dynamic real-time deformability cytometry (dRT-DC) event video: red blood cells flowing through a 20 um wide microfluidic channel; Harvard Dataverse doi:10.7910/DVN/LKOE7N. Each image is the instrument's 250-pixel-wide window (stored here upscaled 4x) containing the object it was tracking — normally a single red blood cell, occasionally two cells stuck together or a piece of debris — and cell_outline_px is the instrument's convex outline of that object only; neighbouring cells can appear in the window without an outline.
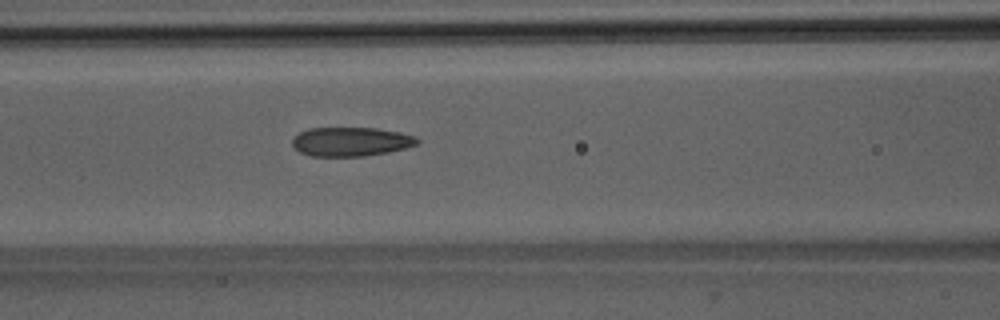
{"species": "Egyptian fruit bat (a non-hibernating species)", "species_latin": "Rousettus aegyptiacus", "temperature_condition": "room temperature", "stored_images_in_passage": 48, "camera_frame_rate_fps": 3000, "um_per_image_px": 0.085, "animal": {"sex": "male"}, "frame": {"image": 1, "passage_image": 19, "time_ms": 6.0, "image_size_px": [1000, 320], "cell_outline_px": [[420, 144], [388, 152], [364, 156], [312, 156], [300, 152], [292, 144], [292, 140], [300, 132], [308, 128], [376, 128], [400, 132], [412, 136], [420, 140]], "centroid_in_image_um": [29.84, 12.04], "position_along_channel_um": 136.8, "area_um2": 21.04}}
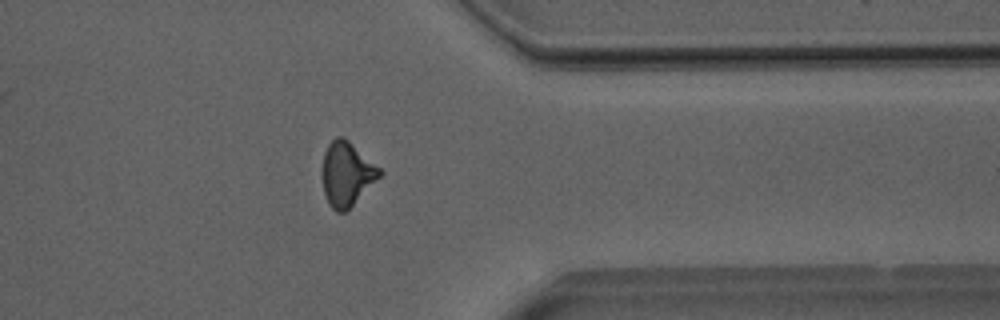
{"frame": {"image": 2, "passage_image": 38, "time_ms": 12.333, "image_size_px": [1000, 320], "cell_outline_px": [[384, 172], [344, 212], [336, 212], [328, 204], [324, 192], [320, 176], [324, 152], [328, 144], [336, 136], [344, 136], [380, 168]], "centroid_in_image_um": [29.42, 14.75], "position_along_channel_um": 382.0, "area_um2": 21.39}}
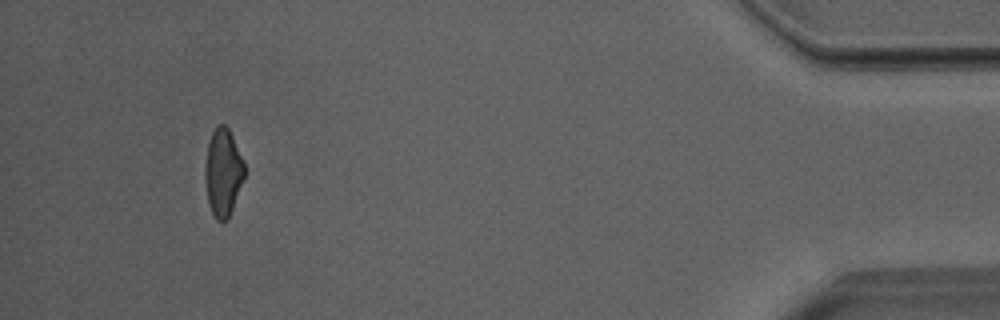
{"frame": {"image": 3, "passage_image": 45, "time_ms": 14.667, "image_size_px": [1000, 320], "cell_outline_px": [[244, 176], [232, 208], [228, 216], [224, 220], [216, 220], [208, 204], [204, 176], [204, 168], [208, 144], [212, 132], [220, 124], [224, 124], [228, 128], [232, 136], [244, 164]], "centroid_in_image_um": [18.92, 14.64], "position_along_channel_um": 416.3, "area_um2": 19.59}, "authors_computed_cell_mechanics": {"area_um2": 21.386, "velocity_mm_per_s": 4.0144, "shape_relaxation_time_tau1_ms": 9.8423, "shape_relaxation_time_tau2_ms": 1.6953, "deformation_change_tau1": 0.2087, "deformation_change_tau2": 0.0898}}